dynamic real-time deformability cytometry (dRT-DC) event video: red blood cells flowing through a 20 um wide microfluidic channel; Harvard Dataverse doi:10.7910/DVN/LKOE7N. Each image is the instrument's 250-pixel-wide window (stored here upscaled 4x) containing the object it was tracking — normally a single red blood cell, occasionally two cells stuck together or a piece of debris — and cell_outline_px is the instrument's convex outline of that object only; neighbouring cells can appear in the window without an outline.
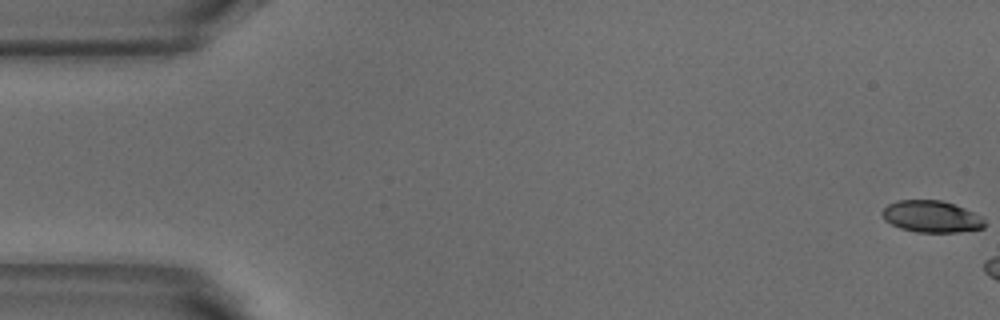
{"species": "common noctule bat (a hibernating species)", "species_latin": "Nyctalus noctula", "temperature_condition": "warm", "stored_images_in_passage": 6, "camera_frame_rate_fps": 3000, "um_per_image_px": 0.085, "animal": {"sex": "male", "body_mass_g": 18.8}, "frame": {"image": 1, "passage_image": 1, "time_ms": 0.0, "image_size_px": [1000, 320], "cell_outline_px": [[984, 228], [960, 232], [916, 232], [900, 228], [884, 220], [880, 212], [888, 204], [896, 200], [940, 200], [964, 208], [980, 216], [984, 220]], "centroid_in_image_um": [79.13, 18.41], "position_along_channel_um": 5.9, "area_um2": 18.9}}